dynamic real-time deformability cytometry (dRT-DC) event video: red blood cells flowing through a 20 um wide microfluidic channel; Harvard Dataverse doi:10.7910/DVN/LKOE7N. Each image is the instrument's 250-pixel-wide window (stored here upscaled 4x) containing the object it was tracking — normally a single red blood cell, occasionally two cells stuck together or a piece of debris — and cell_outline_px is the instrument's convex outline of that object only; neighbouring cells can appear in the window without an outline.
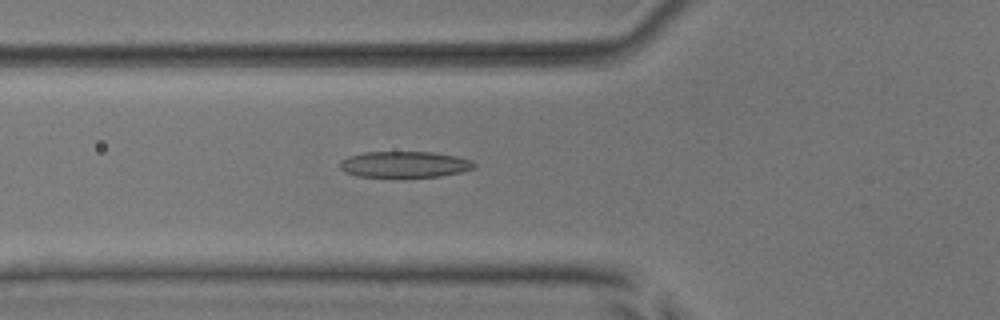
{"species": "common noctule bat (a hibernating species)", "species_latin": "Nyctalus noctula", "temperature_condition": "room temperature", "stored_images_in_passage": 53, "camera_frame_rate_fps": 3000, "um_per_image_px": 0.085, "animal": {"sex": "male", "body_mass_g": 17.9, "forearm_length_mm": 54.2}, "frame": {"image": 1, "passage_image": 19, "time_ms": 6.0, "image_size_px": [1000, 320], "cell_outline_px": [[476, 168], [460, 172], [440, 176], [356, 176], [344, 172], [340, 168], [340, 160], [348, 156], [364, 152], [432, 152], [456, 156], [472, 160], [476, 164]], "centroid_in_image_um": [34.38, 13.96], "position_along_channel_um": 91.4, "area_um2": 20.35}}
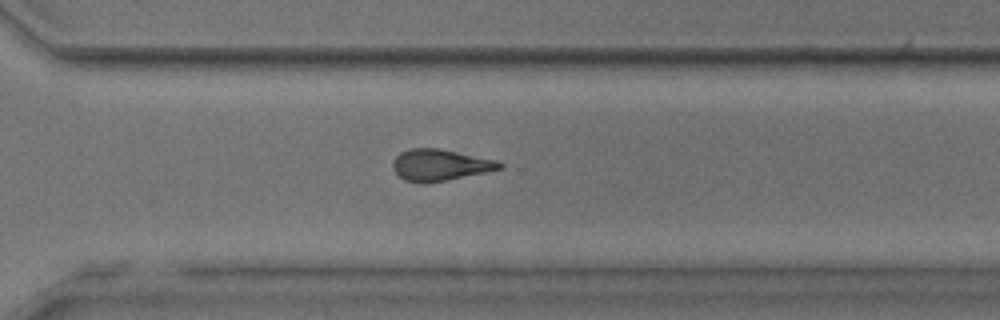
{"frame": {"image": 2, "passage_image": 38, "time_ms": 12.333, "image_size_px": [1000, 320], "cell_outline_px": [[504, 168], [448, 180], [424, 184], [420, 184], [404, 180], [392, 168], [392, 164], [396, 156], [400, 152], [408, 148], [440, 148], [496, 160], [504, 164]], "centroid_in_image_um": [37.39, 14.03], "position_along_channel_um": 333.2, "area_um2": 19.77}}
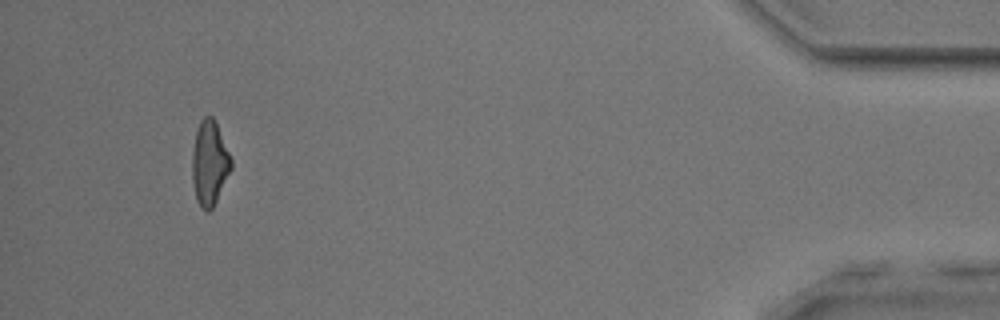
{"frame": {"image": 3, "passage_image": 50, "time_ms": 16.333, "image_size_px": [1000, 320], "cell_outline_px": [[232, 168], [212, 208], [208, 212], [200, 208], [196, 200], [192, 180], [192, 152], [196, 128], [200, 120], [204, 116], [212, 116], [216, 124], [232, 160]], "centroid_in_image_um": [17.78, 13.87], "position_along_channel_um": 417.4, "area_um2": 19.13}, "authors_computed_cell_mechanics": {"area_um2": 20.1722, "velocity_mm_per_s": 3.8176, "shape_relaxation_time_tau1_ms": 6.7698, "shape_relaxation_time_tau2_ms": 3.2048, "deformation_change_tau1": 0.2067, "deformation_change_tau2": 0.1444}}